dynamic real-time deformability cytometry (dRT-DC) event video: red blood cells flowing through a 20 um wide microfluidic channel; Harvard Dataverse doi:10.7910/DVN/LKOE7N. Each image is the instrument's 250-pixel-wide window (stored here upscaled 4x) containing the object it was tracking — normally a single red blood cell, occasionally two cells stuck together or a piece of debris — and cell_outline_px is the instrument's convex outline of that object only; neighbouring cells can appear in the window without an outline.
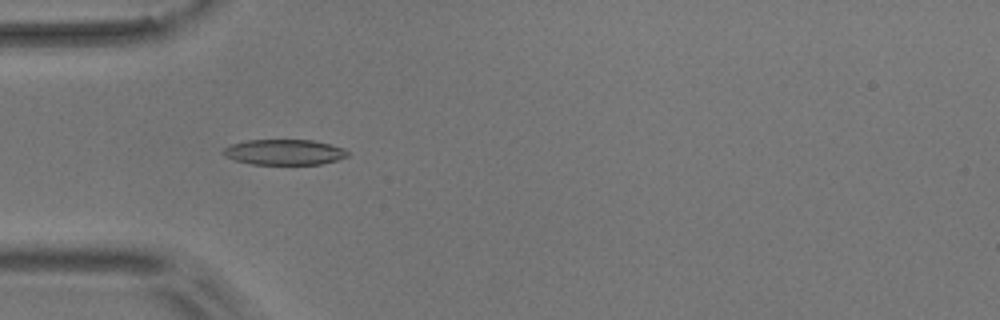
{"species": "common noctule bat (a hibernating species)", "species_latin": "Nyctalus noctula", "temperature_condition": "room temperature", "stored_images_in_passage": 5, "camera_frame_rate_fps": 3000, "um_per_image_px": 0.085, "animal": {"sex": "male", "body_mass_g": 17.9}, "frame": {"image": 1, "passage_image": 4, "time_ms": 3.667, "image_size_px": [1000, 320], "cell_outline_px": [[348, 156], [336, 160], [320, 164], [252, 164], [236, 160], [220, 152], [224, 148], [232, 144], [248, 140], [312, 140], [344, 148], [348, 152]], "centroid_in_image_um": [24.17, 12.93], "position_along_channel_um": 60.8, "area_um2": 18.21}}